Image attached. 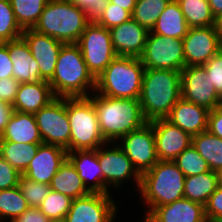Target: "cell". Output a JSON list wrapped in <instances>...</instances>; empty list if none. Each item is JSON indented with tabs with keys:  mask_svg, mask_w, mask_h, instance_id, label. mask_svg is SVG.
<instances>
[{
	"mask_svg": "<svg viewBox=\"0 0 222 222\" xmlns=\"http://www.w3.org/2000/svg\"><path fill=\"white\" fill-rule=\"evenodd\" d=\"M88 97L93 101L100 132L108 143H118L121 137L148 122L139 99L112 98L96 92Z\"/></svg>",
	"mask_w": 222,
	"mask_h": 222,
	"instance_id": "cell-1",
	"label": "cell"
},
{
	"mask_svg": "<svg viewBox=\"0 0 222 222\" xmlns=\"http://www.w3.org/2000/svg\"><path fill=\"white\" fill-rule=\"evenodd\" d=\"M180 98V71L145 68L139 101L148 122L165 119Z\"/></svg>",
	"mask_w": 222,
	"mask_h": 222,
	"instance_id": "cell-2",
	"label": "cell"
},
{
	"mask_svg": "<svg viewBox=\"0 0 222 222\" xmlns=\"http://www.w3.org/2000/svg\"><path fill=\"white\" fill-rule=\"evenodd\" d=\"M48 82L56 97H88L96 88V79L89 72L76 43L62 46L54 74Z\"/></svg>",
	"mask_w": 222,
	"mask_h": 222,
	"instance_id": "cell-3",
	"label": "cell"
},
{
	"mask_svg": "<svg viewBox=\"0 0 222 222\" xmlns=\"http://www.w3.org/2000/svg\"><path fill=\"white\" fill-rule=\"evenodd\" d=\"M92 15L70 0H49L33 30L65 44L77 43Z\"/></svg>",
	"mask_w": 222,
	"mask_h": 222,
	"instance_id": "cell-4",
	"label": "cell"
},
{
	"mask_svg": "<svg viewBox=\"0 0 222 222\" xmlns=\"http://www.w3.org/2000/svg\"><path fill=\"white\" fill-rule=\"evenodd\" d=\"M185 176L173 161H158L141 175L138 192L148 206L149 214L155 207L170 204L184 197Z\"/></svg>",
	"mask_w": 222,
	"mask_h": 222,
	"instance_id": "cell-5",
	"label": "cell"
},
{
	"mask_svg": "<svg viewBox=\"0 0 222 222\" xmlns=\"http://www.w3.org/2000/svg\"><path fill=\"white\" fill-rule=\"evenodd\" d=\"M145 67L140 58L116 56L96 78L95 92L121 99H139Z\"/></svg>",
	"mask_w": 222,
	"mask_h": 222,
	"instance_id": "cell-6",
	"label": "cell"
},
{
	"mask_svg": "<svg viewBox=\"0 0 222 222\" xmlns=\"http://www.w3.org/2000/svg\"><path fill=\"white\" fill-rule=\"evenodd\" d=\"M67 115L70 122V152L95 150L107 142L104 140L94 108L89 97H67Z\"/></svg>",
	"mask_w": 222,
	"mask_h": 222,
	"instance_id": "cell-7",
	"label": "cell"
},
{
	"mask_svg": "<svg viewBox=\"0 0 222 222\" xmlns=\"http://www.w3.org/2000/svg\"><path fill=\"white\" fill-rule=\"evenodd\" d=\"M89 72L96 79L117 56L114 52L110 30L92 20L76 43Z\"/></svg>",
	"mask_w": 222,
	"mask_h": 222,
	"instance_id": "cell-8",
	"label": "cell"
},
{
	"mask_svg": "<svg viewBox=\"0 0 222 222\" xmlns=\"http://www.w3.org/2000/svg\"><path fill=\"white\" fill-rule=\"evenodd\" d=\"M44 144L62 147L70 152V122L67 97H56L34 114Z\"/></svg>",
	"mask_w": 222,
	"mask_h": 222,
	"instance_id": "cell-9",
	"label": "cell"
},
{
	"mask_svg": "<svg viewBox=\"0 0 222 222\" xmlns=\"http://www.w3.org/2000/svg\"><path fill=\"white\" fill-rule=\"evenodd\" d=\"M140 60L145 68L181 71L185 67L183 39L149 31Z\"/></svg>",
	"mask_w": 222,
	"mask_h": 222,
	"instance_id": "cell-10",
	"label": "cell"
},
{
	"mask_svg": "<svg viewBox=\"0 0 222 222\" xmlns=\"http://www.w3.org/2000/svg\"><path fill=\"white\" fill-rule=\"evenodd\" d=\"M97 156L103 174V194H110L109 185L114 188H120V185L122 186L132 178L136 182L137 190H139L141 175L117 143L112 146V142H107L105 145L100 146L97 149Z\"/></svg>",
	"mask_w": 222,
	"mask_h": 222,
	"instance_id": "cell-11",
	"label": "cell"
},
{
	"mask_svg": "<svg viewBox=\"0 0 222 222\" xmlns=\"http://www.w3.org/2000/svg\"><path fill=\"white\" fill-rule=\"evenodd\" d=\"M118 142V146L131 160L132 165L140 175L150 170L159 161L156 154L154 132L150 122L124 135Z\"/></svg>",
	"mask_w": 222,
	"mask_h": 222,
	"instance_id": "cell-12",
	"label": "cell"
},
{
	"mask_svg": "<svg viewBox=\"0 0 222 222\" xmlns=\"http://www.w3.org/2000/svg\"><path fill=\"white\" fill-rule=\"evenodd\" d=\"M117 210L112 195L90 193L72 200L63 222H114Z\"/></svg>",
	"mask_w": 222,
	"mask_h": 222,
	"instance_id": "cell-13",
	"label": "cell"
},
{
	"mask_svg": "<svg viewBox=\"0 0 222 222\" xmlns=\"http://www.w3.org/2000/svg\"><path fill=\"white\" fill-rule=\"evenodd\" d=\"M181 98L196 105L216 109L220 96L203 65L184 67L181 71Z\"/></svg>",
	"mask_w": 222,
	"mask_h": 222,
	"instance_id": "cell-14",
	"label": "cell"
},
{
	"mask_svg": "<svg viewBox=\"0 0 222 222\" xmlns=\"http://www.w3.org/2000/svg\"><path fill=\"white\" fill-rule=\"evenodd\" d=\"M183 47L185 67L204 65L222 49V39L214 26L189 28Z\"/></svg>",
	"mask_w": 222,
	"mask_h": 222,
	"instance_id": "cell-15",
	"label": "cell"
},
{
	"mask_svg": "<svg viewBox=\"0 0 222 222\" xmlns=\"http://www.w3.org/2000/svg\"><path fill=\"white\" fill-rule=\"evenodd\" d=\"M152 124L156 154L160 161H173L192 145V136L166 119L150 121Z\"/></svg>",
	"mask_w": 222,
	"mask_h": 222,
	"instance_id": "cell-16",
	"label": "cell"
},
{
	"mask_svg": "<svg viewBox=\"0 0 222 222\" xmlns=\"http://www.w3.org/2000/svg\"><path fill=\"white\" fill-rule=\"evenodd\" d=\"M21 37L28 44L31 55L38 63L41 78L49 81L54 74L60 50L65 43L33 29H25Z\"/></svg>",
	"mask_w": 222,
	"mask_h": 222,
	"instance_id": "cell-17",
	"label": "cell"
},
{
	"mask_svg": "<svg viewBox=\"0 0 222 222\" xmlns=\"http://www.w3.org/2000/svg\"><path fill=\"white\" fill-rule=\"evenodd\" d=\"M67 153L62 147L43 143L22 175L31 181L50 185L52 178L67 159Z\"/></svg>",
	"mask_w": 222,
	"mask_h": 222,
	"instance_id": "cell-18",
	"label": "cell"
},
{
	"mask_svg": "<svg viewBox=\"0 0 222 222\" xmlns=\"http://www.w3.org/2000/svg\"><path fill=\"white\" fill-rule=\"evenodd\" d=\"M110 30L112 46L117 56L140 58L149 31L132 18Z\"/></svg>",
	"mask_w": 222,
	"mask_h": 222,
	"instance_id": "cell-19",
	"label": "cell"
},
{
	"mask_svg": "<svg viewBox=\"0 0 222 222\" xmlns=\"http://www.w3.org/2000/svg\"><path fill=\"white\" fill-rule=\"evenodd\" d=\"M209 110L180 98L165 118L191 136L207 131Z\"/></svg>",
	"mask_w": 222,
	"mask_h": 222,
	"instance_id": "cell-20",
	"label": "cell"
},
{
	"mask_svg": "<svg viewBox=\"0 0 222 222\" xmlns=\"http://www.w3.org/2000/svg\"><path fill=\"white\" fill-rule=\"evenodd\" d=\"M9 50L13 63L12 77L19 83L36 84L44 81L39 72V66L31 55L28 44L21 37L4 43Z\"/></svg>",
	"mask_w": 222,
	"mask_h": 222,
	"instance_id": "cell-21",
	"label": "cell"
},
{
	"mask_svg": "<svg viewBox=\"0 0 222 222\" xmlns=\"http://www.w3.org/2000/svg\"><path fill=\"white\" fill-rule=\"evenodd\" d=\"M148 215L155 222H208L205 206L184 197L155 207Z\"/></svg>",
	"mask_w": 222,
	"mask_h": 222,
	"instance_id": "cell-22",
	"label": "cell"
},
{
	"mask_svg": "<svg viewBox=\"0 0 222 222\" xmlns=\"http://www.w3.org/2000/svg\"><path fill=\"white\" fill-rule=\"evenodd\" d=\"M67 159L77 170L90 193L103 194V174L98 161L97 149L68 152ZM90 181L92 184H89Z\"/></svg>",
	"mask_w": 222,
	"mask_h": 222,
	"instance_id": "cell-23",
	"label": "cell"
},
{
	"mask_svg": "<svg viewBox=\"0 0 222 222\" xmlns=\"http://www.w3.org/2000/svg\"><path fill=\"white\" fill-rule=\"evenodd\" d=\"M55 98L48 81L36 84L20 83L12 109L21 113L35 114Z\"/></svg>",
	"mask_w": 222,
	"mask_h": 222,
	"instance_id": "cell-24",
	"label": "cell"
},
{
	"mask_svg": "<svg viewBox=\"0 0 222 222\" xmlns=\"http://www.w3.org/2000/svg\"><path fill=\"white\" fill-rule=\"evenodd\" d=\"M0 142L43 144L34 114L13 110Z\"/></svg>",
	"mask_w": 222,
	"mask_h": 222,
	"instance_id": "cell-25",
	"label": "cell"
},
{
	"mask_svg": "<svg viewBox=\"0 0 222 222\" xmlns=\"http://www.w3.org/2000/svg\"><path fill=\"white\" fill-rule=\"evenodd\" d=\"M189 26L176 0H171L165 10L160 14L152 33L183 39L188 33Z\"/></svg>",
	"mask_w": 222,
	"mask_h": 222,
	"instance_id": "cell-26",
	"label": "cell"
},
{
	"mask_svg": "<svg viewBox=\"0 0 222 222\" xmlns=\"http://www.w3.org/2000/svg\"><path fill=\"white\" fill-rule=\"evenodd\" d=\"M50 188L65 194L73 200L90 194L79 177L77 170L68 159L64 161L52 178Z\"/></svg>",
	"mask_w": 222,
	"mask_h": 222,
	"instance_id": "cell-27",
	"label": "cell"
},
{
	"mask_svg": "<svg viewBox=\"0 0 222 222\" xmlns=\"http://www.w3.org/2000/svg\"><path fill=\"white\" fill-rule=\"evenodd\" d=\"M219 181L216 171H208L185 178L184 198L206 205L209 197L218 188Z\"/></svg>",
	"mask_w": 222,
	"mask_h": 222,
	"instance_id": "cell-28",
	"label": "cell"
},
{
	"mask_svg": "<svg viewBox=\"0 0 222 222\" xmlns=\"http://www.w3.org/2000/svg\"><path fill=\"white\" fill-rule=\"evenodd\" d=\"M192 146L208 163L212 171L222 168V139L208 130L192 136Z\"/></svg>",
	"mask_w": 222,
	"mask_h": 222,
	"instance_id": "cell-29",
	"label": "cell"
},
{
	"mask_svg": "<svg viewBox=\"0 0 222 222\" xmlns=\"http://www.w3.org/2000/svg\"><path fill=\"white\" fill-rule=\"evenodd\" d=\"M40 145L33 143L0 142V156L22 175L36 155Z\"/></svg>",
	"mask_w": 222,
	"mask_h": 222,
	"instance_id": "cell-30",
	"label": "cell"
},
{
	"mask_svg": "<svg viewBox=\"0 0 222 222\" xmlns=\"http://www.w3.org/2000/svg\"><path fill=\"white\" fill-rule=\"evenodd\" d=\"M189 28L214 26L208 0H176Z\"/></svg>",
	"mask_w": 222,
	"mask_h": 222,
	"instance_id": "cell-31",
	"label": "cell"
},
{
	"mask_svg": "<svg viewBox=\"0 0 222 222\" xmlns=\"http://www.w3.org/2000/svg\"><path fill=\"white\" fill-rule=\"evenodd\" d=\"M20 27L33 29L49 0H10Z\"/></svg>",
	"mask_w": 222,
	"mask_h": 222,
	"instance_id": "cell-32",
	"label": "cell"
},
{
	"mask_svg": "<svg viewBox=\"0 0 222 222\" xmlns=\"http://www.w3.org/2000/svg\"><path fill=\"white\" fill-rule=\"evenodd\" d=\"M30 206L23 197L19 187L0 190V220L13 222Z\"/></svg>",
	"mask_w": 222,
	"mask_h": 222,
	"instance_id": "cell-33",
	"label": "cell"
},
{
	"mask_svg": "<svg viewBox=\"0 0 222 222\" xmlns=\"http://www.w3.org/2000/svg\"><path fill=\"white\" fill-rule=\"evenodd\" d=\"M171 0H137L132 12V19L151 31L160 14Z\"/></svg>",
	"mask_w": 222,
	"mask_h": 222,
	"instance_id": "cell-34",
	"label": "cell"
},
{
	"mask_svg": "<svg viewBox=\"0 0 222 222\" xmlns=\"http://www.w3.org/2000/svg\"><path fill=\"white\" fill-rule=\"evenodd\" d=\"M72 200L65 194L51 189L38 208L52 222H63Z\"/></svg>",
	"mask_w": 222,
	"mask_h": 222,
	"instance_id": "cell-35",
	"label": "cell"
},
{
	"mask_svg": "<svg viewBox=\"0 0 222 222\" xmlns=\"http://www.w3.org/2000/svg\"><path fill=\"white\" fill-rule=\"evenodd\" d=\"M92 17L97 24L111 29L130 20L132 14L128 10L105 0Z\"/></svg>",
	"mask_w": 222,
	"mask_h": 222,
	"instance_id": "cell-36",
	"label": "cell"
},
{
	"mask_svg": "<svg viewBox=\"0 0 222 222\" xmlns=\"http://www.w3.org/2000/svg\"><path fill=\"white\" fill-rule=\"evenodd\" d=\"M23 31L16 20L10 0H0V43L21 38Z\"/></svg>",
	"mask_w": 222,
	"mask_h": 222,
	"instance_id": "cell-37",
	"label": "cell"
},
{
	"mask_svg": "<svg viewBox=\"0 0 222 222\" xmlns=\"http://www.w3.org/2000/svg\"><path fill=\"white\" fill-rule=\"evenodd\" d=\"M173 162L183 172L185 177L211 171L208 163L192 145L180 153Z\"/></svg>",
	"mask_w": 222,
	"mask_h": 222,
	"instance_id": "cell-38",
	"label": "cell"
},
{
	"mask_svg": "<svg viewBox=\"0 0 222 222\" xmlns=\"http://www.w3.org/2000/svg\"><path fill=\"white\" fill-rule=\"evenodd\" d=\"M18 187L30 207L38 208L43 199L48 195L50 185L31 181L21 175L18 180Z\"/></svg>",
	"mask_w": 222,
	"mask_h": 222,
	"instance_id": "cell-39",
	"label": "cell"
},
{
	"mask_svg": "<svg viewBox=\"0 0 222 222\" xmlns=\"http://www.w3.org/2000/svg\"><path fill=\"white\" fill-rule=\"evenodd\" d=\"M206 69L207 78L219 96L222 95V49L203 65Z\"/></svg>",
	"mask_w": 222,
	"mask_h": 222,
	"instance_id": "cell-40",
	"label": "cell"
},
{
	"mask_svg": "<svg viewBox=\"0 0 222 222\" xmlns=\"http://www.w3.org/2000/svg\"><path fill=\"white\" fill-rule=\"evenodd\" d=\"M205 215L208 222H222V186L212 193L205 205Z\"/></svg>",
	"mask_w": 222,
	"mask_h": 222,
	"instance_id": "cell-41",
	"label": "cell"
},
{
	"mask_svg": "<svg viewBox=\"0 0 222 222\" xmlns=\"http://www.w3.org/2000/svg\"><path fill=\"white\" fill-rule=\"evenodd\" d=\"M21 174L4 158L0 156V190L18 186Z\"/></svg>",
	"mask_w": 222,
	"mask_h": 222,
	"instance_id": "cell-42",
	"label": "cell"
},
{
	"mask_svg": "<svg viewBox=\"0 0 222 222\" xmlns=\"http://www.w3.org/2000/svg\"><path fill=\"white\" fill-rule=\"evenodd\" d=\"M20 83L13 77L0 79V100L13 105Z\"/></svg>",
	"mask_w": 222,
	"mask_h": 222,
	"instance_id": "cell-43",
	"label": "cell"
},
{
	"mask_svg": "<svg viewBox=\"0 0 222 222\" xmlns=\"http://www.w3.org/2000/svg\"><path fill=\"white\" fill-rule=\"evenodd\" d=\"M13 63L9 57V50L4 43H0V79L12 77Z\"/></svg>",
	"mask_w": 222,
	"mask_h": 222,
	"instance_id": "cell-44",
	"label": "cell"
},
{
	"mask_svg": "<svg viewBox=\"0 0 222 222\" xmlns=\"http://www.w3.org/2000/svg\"><path fill=\"white\" fill-rule=\"evenodd\" d=\"M13 222H52L36 207H29Z\"/></svg>",
	"mask_w": 222,
	"mask_h": 222,
	"instance_id": "cell-45",
	"label": "cell"
},
{
	"mask_svg": "<svg viewBox=\"0 0 222 222\" xmlns=\"http://www.w3.org/2000/svg\"><path fill=\"white\" fill-rule=\"evenodd\" d=\"M207 130L222 139V113L217 109L209 111Z\"/></svg>",
	"mask_w": 222,
	"mask_h": 222,
	"instance_id": "cell-46",
	"label": "cell"
},
{
	"mask_svg": "<svg viewBox=\"0 0 222 222\" xmlns=\"http://www.w3.org/2000/svg\"><path fill=\"white\" fill-rule=\"evenodd\" d=\"M75 5L88 11L92 16L105 0H70Z\"/></svg>",
	"mask_w": 222,
	"mask_h": 222,
	"instance_id": "cell-47",
	"label": "cell"
},
{
	"mask_svg": "<svg viewBox=\"0 0 222 222\" xmlns=\"http://www.w3.org/2000/svg\"><path fill=\"white\" fill-rule=\"evenodd\" d=\"M12 112V106L0 100V136L5 130L6 124L8 123V119Z\"/></svg>",
	"mask_w": 222,
	"mask_h": 222,
	"instance_id": "cell-48",
	"label": "cell"
},
{
	"mask_svg": "<svg viewBox=\"0 0 222 222\" xmlns=\"http://www.w3.org/2000/svg\"><path fill=\"white\" fill-rule=\"evenodd\" d=\"M110 3L115 4L116 6L122 7L125 10H128L131 14L136 5L137 0H108Z\"/></svg>",
	"mask_w": 222,
	"mask_h": 222,
	"instance_id": "cell-49",
	"label": "cell"
},
{
	"mask_svg": "<svg viewBox=\"0 0 222 222\" xmlns=\"http://www.w3.org/2000/svg\"><path fill=\"white\" fill-rule=\"evenodd\" d=\"M208 3L214 17L222 13V0H208Z\"/></svg>",
	"mask_w": 222,
	"mask_h": 222,
	"instance_id": "cell-50",
	"label": "cell"
},
{
	"mask_svg": "<svg viewBox=\"0 0 222 222\" xmlns=\"http://www.w3.org/2000/svg\"><path fill=\"white\" fill-rule=\"evenodd\" d=\"M214 28L218 36L222 39V13L214 17Z\"/></svg>",
	"mask_w": 222,
	"mask_h": 222,
	"instance_id": "cell-51",
	"label": "cell"
},
{
	"mask_svg": "<svg viewBox=\"0 0 222 222\" xmlns=\"http://www.w3.org/2000/svg\"><path fill=\"white\" fill-rule=\"evenodd\" d=\"M217 177L219 181V185L222 186V168L217 171Z\"/></svg>",
	"mask_w": 222,
	"mask_h": 222,
	"instance_id": "cell-52",
	"label": "cell"
},
{
	"mask_svg": "<svg viewBox=\"0 0 222 222\" xmlns=\"http://www.w3.org/2000/svg\"><path fill=\"white\" fill-rule=\"evenodd\" d=\"M216 109L222 113V95L220 96V98L218 100V105H217Z\"/></svg>",
	"mask_w": 222,
	"mask_h": 222,
	"instance_id": "cell-53",
	"label": "cell"
},
{
	"mask_svg": "<svg viewBox=\"0 0 222 222\" xmlns=\"http://www.w3.org/2000/svg\"><path fill=\"white\" fill-rule=\"evenodd\" d=\"M143 222H155L148 214L145 213Z\"/></svg>",
	"mask_w": 222,
	"mask_h": 222,
	"instance_id": "cell-54",
	"label": "cell"
}]
</instances>
